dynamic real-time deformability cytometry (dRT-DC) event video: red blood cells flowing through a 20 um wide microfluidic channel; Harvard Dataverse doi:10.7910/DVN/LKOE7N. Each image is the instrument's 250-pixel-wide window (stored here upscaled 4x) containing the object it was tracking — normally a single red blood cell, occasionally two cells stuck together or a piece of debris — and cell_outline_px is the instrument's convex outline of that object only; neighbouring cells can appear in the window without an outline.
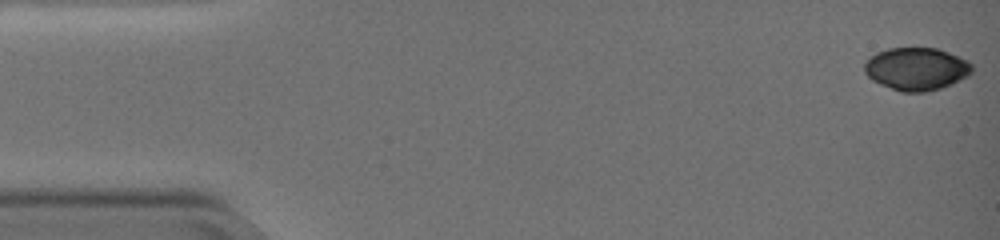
{"species": "common noctule bat (a hibernating species)", "species_latin": "Nyctalus noctula", "temperature_condition": "warm", "stored_images_in_passage": 38, "camera_frame_rate_fps": 3000, "um_per_image_px": 0.085, "animal": {"sex": "female", "body_mass_g": 19.0, "forearm_length_mm": 51.5}, "frame": {"image": 1, "passage_image": 1, "time_ms": 0.0, "image_size_px": [1000, 240], "cell_outline_px": [[972, 72], [968, 76], [952, 84], [940, 88], [924, 92], [900, 92], [880, 84], [872, 80], [864, 72], [864, 60], [876, 52], [888, 48], [936, 48], [948, 52], [968, 60], [972, 64]], "centroid_in_image_um": [77.87, 5.85], "position_along_channel_um": 7.1, "area_um2": 26.99}}
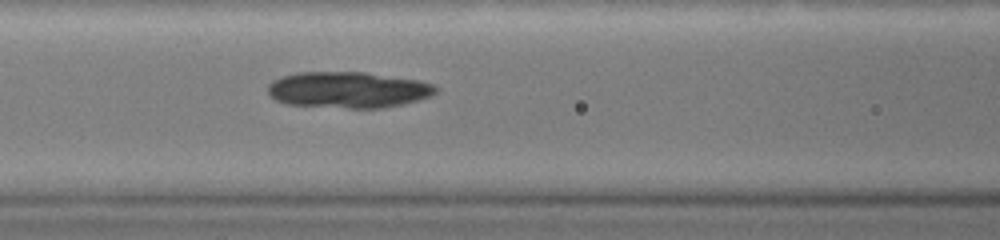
{"frame": {"image": 2, "passage_image": 19, "time_ms": 6.0, "image_size_px": [1000, 240], "cell_outline_px": [[440, 88], [436, 92], [428, 96], [416, 100], [384, 108], [348, 108], [288, 104], [276, 100], [268, 92], [268, 84], [272, 80], [280, 76], [296, 72], [364, 72], [420, 80], [436, 84]], "centroid_in_image_um": [29.59, 7.62], "position_along_channel_um": 137.0, "area_um2": 35.49}}
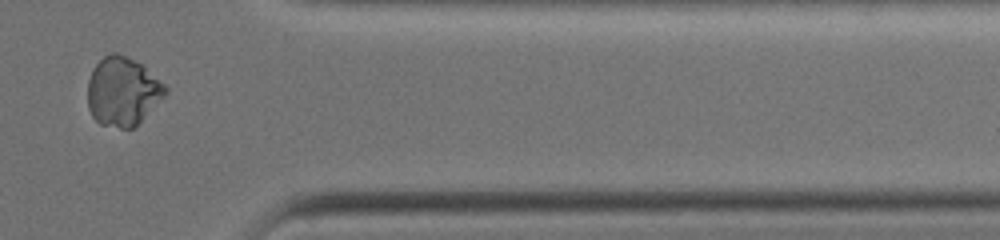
{"frame": {"image": 3, "passage_image": 33, "time_ms": 10.667, "image_size_px": [1000, 240], "cell_outline_px": [[168, 92], [132, 128], [120, 128], [100, 124], [92, 116], [88, 108], [88, 80], [96, 64], [108, 52], [120, 52], [140, 64], [164, 84], [168, 88]], "centroid_in_image_um": [10.39, 7.76], "position_along_channel_um": 401.0, "area_um2": 30.69}}